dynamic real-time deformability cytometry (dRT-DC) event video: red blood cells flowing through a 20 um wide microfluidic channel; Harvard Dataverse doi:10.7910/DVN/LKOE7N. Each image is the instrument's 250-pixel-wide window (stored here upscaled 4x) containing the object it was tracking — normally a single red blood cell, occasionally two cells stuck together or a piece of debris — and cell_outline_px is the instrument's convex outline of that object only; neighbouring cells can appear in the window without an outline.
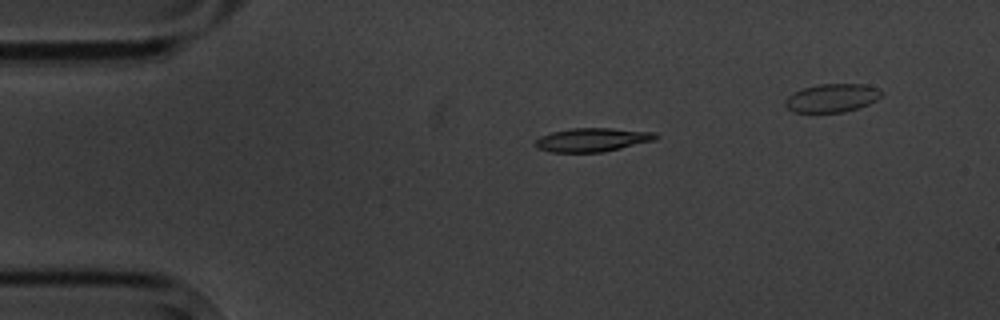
{"species": "common noctule bat (a hibernating species)", "species_latin": "Nyctalus noctula", "temperature_condition": "cold", "stored_images_in_passage": 7, "segment_of_instrument_passage": [1, 2], "camera_frame_rate_fps": 3000, "um_per_image_px": 0.085, "animal": {"sex": "male", "body_mass_g": 20.1, "forearm_length_mm": 53.5}, "frame": {"image": 1, "passage_image": 1, "time_ms": 0.0, "image_size_px": [1000, 320], "cell_outline_px": [[660, 136], [656, 140], [604, 152], [552, 152], [536, 148], [532, 144], [540, 136], [552, 132], [572, 128], [612, 128], [656, 132]], "centroid_in_image_um": [50.36, 11.88], "position_along_channel_um": 34.6, "area_um2": 16.82}}
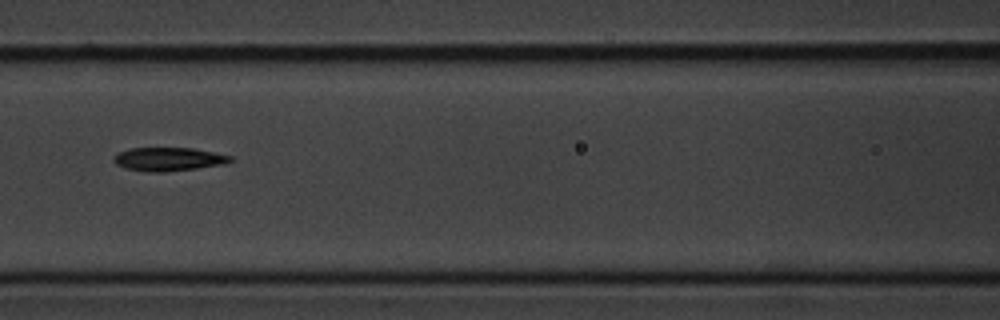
{"frame": {"image": 2, "passage_image": 5, "time_ms": 4.333, "image_size_px": [1000, 320], "cell_outline_px": [[232, 160], [224, 164], [196, 168], [164, 172], [148, 172], [124, 168], [116, 164], [112, 160], [112, 156], [120, 152], [132, 148], [192, 148], [232, 156]], "centroid_in_image_um": [14.28, 13.53], "position_along_channel_um": 152.3, "area_um2": 15.9}}
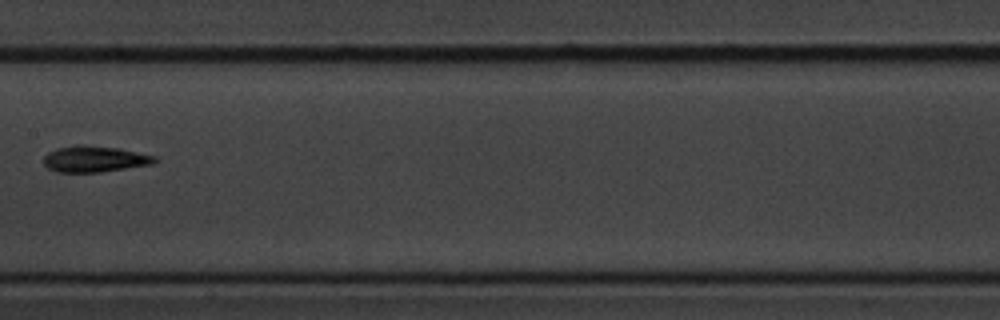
{"frame": {"image": 3, "passage_image": 6, "time_ms": 5.667, "image_size_px": [1000, 320], "cell_outline_px": [[156, 160], [152, 164], [100, 172], [56, 172], [48, 168], [44, 164], [44, 156], [48, 152], [60, 148], [80, 144], [84, 144], [116, 148], [156, 156]], "centroid_in_image_um": [8.01, 13.52], "position_along_channel_um": 199.4, "area_um2": 16.7}}